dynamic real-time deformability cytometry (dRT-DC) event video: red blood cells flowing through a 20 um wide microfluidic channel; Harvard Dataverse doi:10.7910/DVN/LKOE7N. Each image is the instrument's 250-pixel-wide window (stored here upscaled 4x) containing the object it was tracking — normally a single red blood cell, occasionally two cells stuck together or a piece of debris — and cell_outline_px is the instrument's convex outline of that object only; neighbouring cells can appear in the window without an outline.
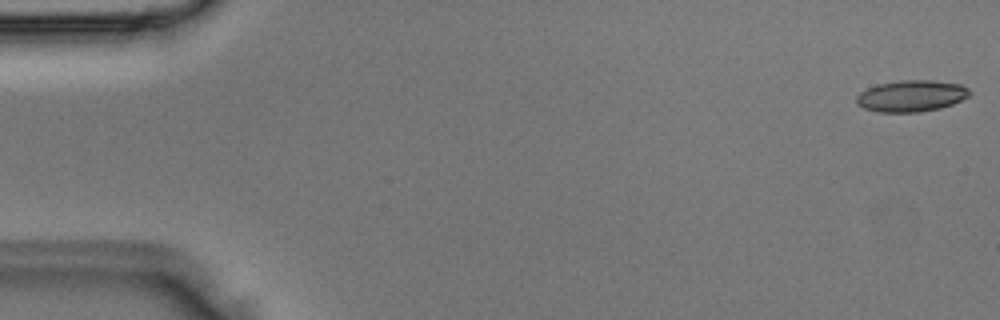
{"species": "Egyptian fruit bat (a non-hibernating species)", "species_latin": "Rousettus aegyptiacus", "temperature_condition": "room temperature", "stored_images_in_passage": 2, "camera_frame_rate_fps": 3000, "um_per_image_px": 0.085, "animal": {"sex": "male"}, "frame": {"image": 1, "passage_image": 1, "time_ms": 0.0, "image_size_px": [1000, 320], "cell_outline_px": [[972, 92], [968, 96], [952, 104], [940, 108], [920, 112], [880, 112], [864, 108], [856, 100], [856, 96], [860, 92], [868, 88], [880, 84], [900, 80], [932, 80], [960, 84], [968, 88]], "centroid_in_image_um": [77.49, 8.15], "position_along_channel_um": 7.5, "area_um2": 20.58}}